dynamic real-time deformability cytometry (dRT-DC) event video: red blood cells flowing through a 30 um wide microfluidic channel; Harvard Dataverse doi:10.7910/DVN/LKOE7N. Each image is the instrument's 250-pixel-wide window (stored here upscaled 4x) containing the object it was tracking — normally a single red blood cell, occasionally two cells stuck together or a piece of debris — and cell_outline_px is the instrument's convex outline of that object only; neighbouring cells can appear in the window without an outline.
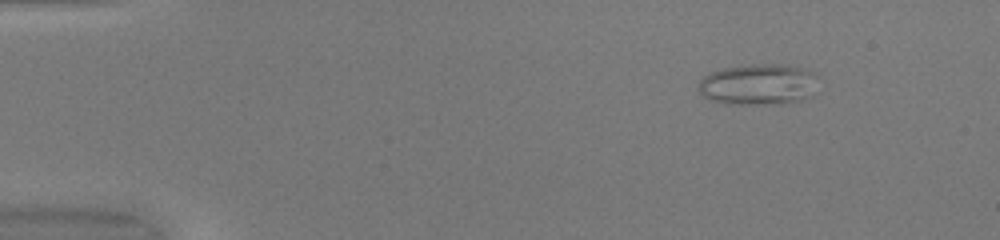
{"species": "common noctule bat (a hibernating species)", "species_latin": "Nyctalus noctula", "temperature_condition": "warm", "stored_images_in_passage": 48, "camera_frame_rate_fps": 3000, "um_per_image_px": 0.085, "animal": {"sex": "female", "body_mass_g": 20.0, "forearm_length_mm": 54.0}, "frame": {"image": 1, "passage_image": 4, "time_ms": 1.0, "image_size_px": [1000, 240], "cell_outline_px": [[820, 92], [804, 100], [776, 104], [728, 104], [708, 100], [696, 88], [696, 84], [708, 72], [724, 68], [752, 64], [776, 64], [804, 68], [812, 72], [816, 76]], "centroid_in_image_um": [64.49, 7.19], "position_along_channel_um": 20.5, "area_um2": 29.42}}
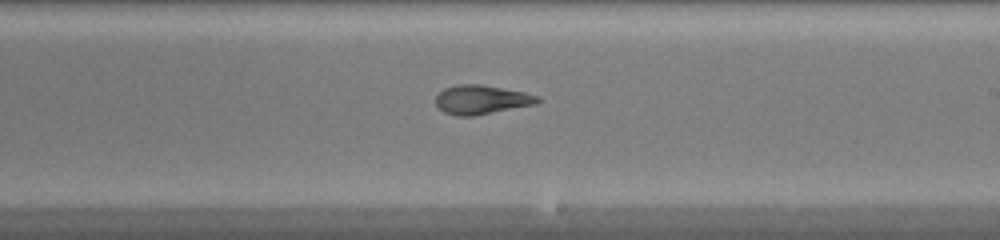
{"frame": {"image": 2, "passage_image": 28, "time_ms": 9.0, "image_size_px": [1000, 240], "cell_outline_px": [[540, 100], [536, 104], [472, 116], [456, 116], [444, 112], [436, 104], [436, 96], [444, 88], [456, 84], [480, 84], [524, 92], [540, 96]], "centroid_in_image_um": [40.92, 8.46], "position_along_channel_um": 248.1, "area_um2": 17.17}}
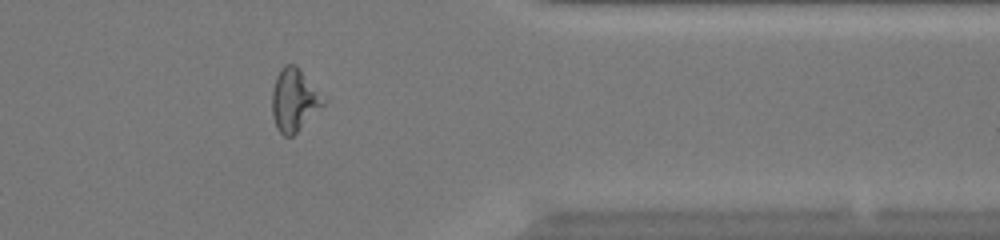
{"frame": {"image": 3, "passage_image": 39, "time_ms": 12.667, "image_size_px": [1000, 240], "cell_outline_px": [[328, 100], [292, 136], [284, 136], [276, 128], [272, 116], [272, 88], [276, 76], [280, 68], [284, 64], [296, 64]], "centroid_in_image_um": [25.0, 8.46], "position_along_channel_um": 386.4, "area_um2": 18.84}, "authors_computed_cell_mechanics": {"area_um2": 19.074, "velocity_mm_per_s": 4.1063, "shape_relaxation_time_tau1_ms": null, "shape_relaxation_time_tau2_ms": 1.8325, "deformation_change_tau1": null, "deformation_change_tau2": 0.102}}